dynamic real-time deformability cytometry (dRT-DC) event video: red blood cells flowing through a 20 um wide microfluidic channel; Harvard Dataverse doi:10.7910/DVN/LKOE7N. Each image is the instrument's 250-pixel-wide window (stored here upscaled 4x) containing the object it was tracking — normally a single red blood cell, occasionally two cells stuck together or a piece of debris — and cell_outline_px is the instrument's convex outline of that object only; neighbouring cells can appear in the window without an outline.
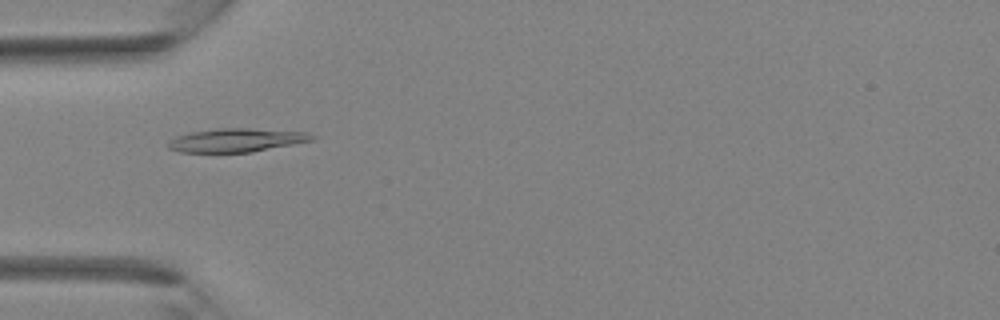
{"species": "Egyptian fruit bat (a non-hibernating species)", "species_latin": "Rousettus aegyptiacus", "temperature_condition": "room temperature", "stored_images_in_passage": 37, "camera_frame_rate_fps": 3000, "um_per_image_px": 0.085, "animal": {"sex": "female"}, "frame": {"image": 1, "passage_image": 12, "time_ms": 3.667, "image_size_px": [1000, 320], "cell_outline_px": [[316, 140], [252, 152], [180, 152], [168, 148], [168, 140], [176, 136], [192, 132], [216, 128], [248, 128], [308, 132], [316, 136]], "centroid_in_image_um": [20.13, 11.91], "position_along_channel_um": 64.9, "area_um2": 19.88}}
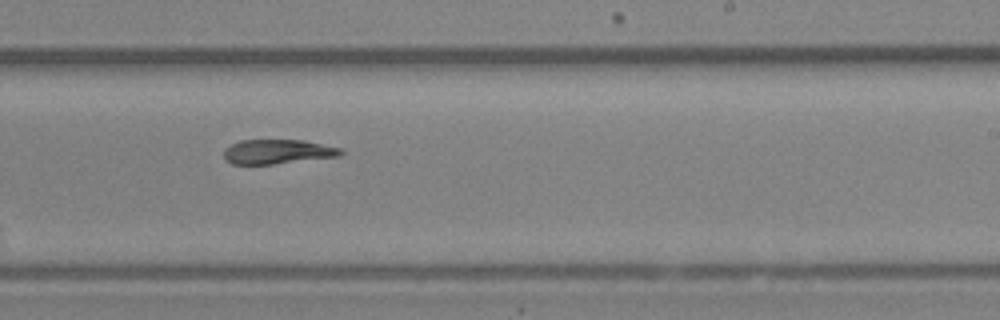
{"frame": {"image": 2, "passage_image": 23, "time_ms": 7.333, "image_size_px": [1000, 320], "cell_outline_px": [[344, 152], [340, 156], [272, 164], [232, 164], [224, 160], [224, 148], [240, 140], [304, 140], [340, 148]], "centroid_in_image_um": [23.56, 12.89], "position_along_channel_um": 265.4, "area_um2": 16.65}}
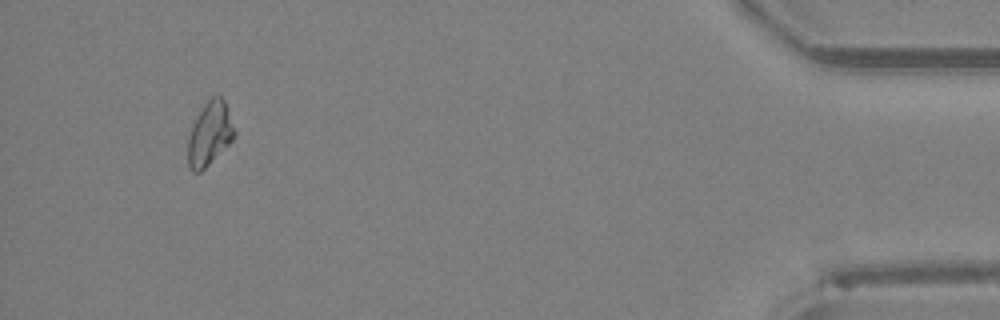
{"frame": {"image": 3, "passage_image": 35, "time_ms": 11.333, "image_size_px": [1000, 320], "cell_outline_px": [[236, 136], [200, 172], [192, 172], [188, 164], [188, 136], [192, 124], [196, 116], [204, 104], [212, 96], [220, 96], [224, 100], [236, 132]], "centroid_in_image_um": [17.81, 11.35], "position_along_channel_um": 417.4, "area_um2": 17.05}}